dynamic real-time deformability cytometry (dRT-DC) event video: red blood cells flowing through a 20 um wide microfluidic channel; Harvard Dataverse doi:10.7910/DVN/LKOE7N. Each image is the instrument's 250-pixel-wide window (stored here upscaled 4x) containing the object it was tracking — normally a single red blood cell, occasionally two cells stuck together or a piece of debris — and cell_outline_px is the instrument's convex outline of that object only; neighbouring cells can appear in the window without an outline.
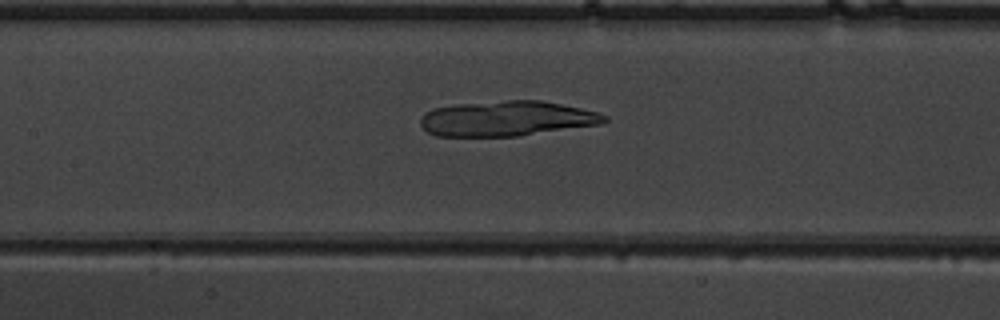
{"species": "common noctule bat (a hibernating species)", "species_latin": "Nyctalus noctula", "temperature_condition": "warm", "stored_images_in_passage": 45, "camera_frame_rate_fps": 3000, "um_per_image_px": 0.085, "animal": {"sex": "male", "body_mass_g": 19.5, "forearm_length_mm": 54.6}, "frame": {"image": 1, "passage_image": 24, "time_ms": 7.667, "image_size_px": [1000, 320], "cell_outline_px": [[608, 120], [600, 124], [520, 136], [436, 136], [428, 132], [420, 124], [420, 120], [424, 112], [432, 108], [456, 104], [508, 100], [540, 100], [580, 108], [596, 112], [608, 116]], "centroid_in_image_um": [43.05, 10.08], "position_along_channel_um": 164.4, "area_um2": 37.69}}
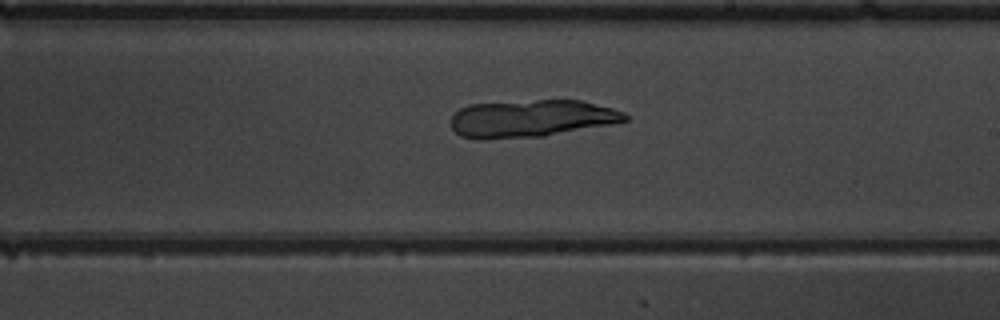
{"frame": {"image": 2, "passage_image": 30, "time_ms": 9.667, "image_size_px": [1000, 320], "cell_outline_px": [[628, 120], [612, 124], [544, 136], [484, 140], [480, 140], [460, 136], [452, 128], [452, 116], [460, 108], [468, 104], [536, 100], [580, 100], [612, 108], [624, 112], [628, 116]], "centroid_in_image_um": [45.14, 10.08], "position_along_channel_um": 243.9, "area_um2": 38.03}}
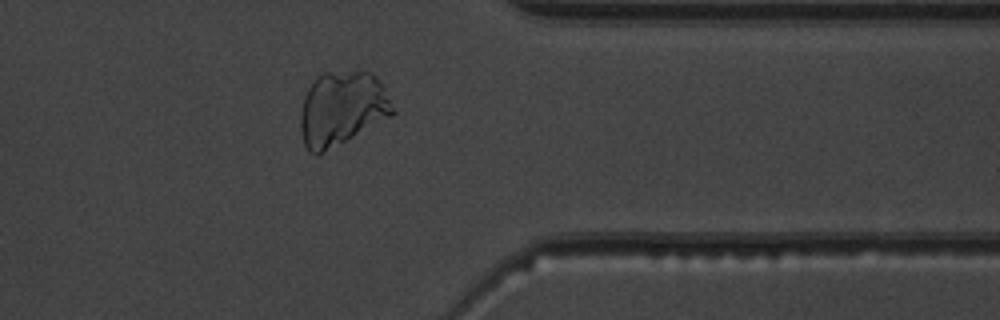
{"frame": {"image": 3, "passage_image": 41, "time_ms": 13.333, "image_size_px": [1000, 320], "cell_outline_px": [[396, 112], [316, 156], [304, 144], [300, 128], [300, 116], [304, 96], [312, 80], [316, 76], [324, 72], [372, 72], [376, 76], [384, 88]], "centroid_in_image_um": [29.02, 9.19], "position_along_channel_um": 382.4, "area_um2": 39.19}}